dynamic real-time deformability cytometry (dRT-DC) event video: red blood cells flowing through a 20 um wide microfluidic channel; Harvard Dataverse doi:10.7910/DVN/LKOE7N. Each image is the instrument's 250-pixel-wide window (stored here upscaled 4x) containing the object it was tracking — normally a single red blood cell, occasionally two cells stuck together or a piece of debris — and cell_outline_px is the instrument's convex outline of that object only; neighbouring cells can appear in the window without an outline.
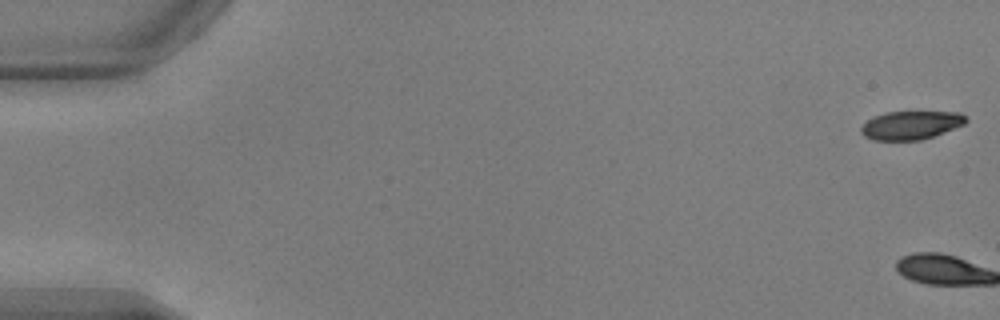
{"species": "common noctule bat (a hibernating species)", "species_latin": "Nyctalus noctula", "temperature_condition": "warm", "stored_images_in_passage": 2, "camera_frame_rate_fps": 3000, "um_per_image_px": 0.085, "animal": {"sex": "male", "body_mass_g": 17.9, "forearm_length_mm": 54.2}, "frame": {"image": 1, "passage_image": 1, "time_ms": 0.0, "image_size_px": [1000, 320], "cell_outline_px": [[968, 120], [964, 124], [932, 136], [920, 140], [872, 140], [864, 136], [860, 132], [860, 128], [872, 116], [884, 112], [960, 112]], "centroid_in_image_um": [77.38, 10.63], "position_along_channel_um": 7.6, "area_um2": 17.28}}